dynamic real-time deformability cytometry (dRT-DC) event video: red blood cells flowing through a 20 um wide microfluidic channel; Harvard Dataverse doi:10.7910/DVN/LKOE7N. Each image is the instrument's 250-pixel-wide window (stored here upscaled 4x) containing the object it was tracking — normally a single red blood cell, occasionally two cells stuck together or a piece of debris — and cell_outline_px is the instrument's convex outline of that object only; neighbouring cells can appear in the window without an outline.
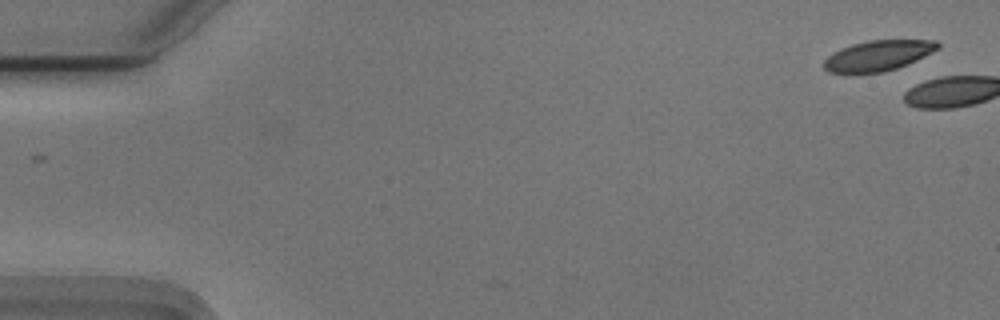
{"species": "Egyptian fruit bat (a non-hibernating species)", "species_latin": "Rousettus aegyptiacus", "temperature_condition": "cold", "stored_images_in_passage": 4, "camera_frame_rate_fps": 3000, "um_per_image_px": 0.085, "animal": {"sex": "male"}, "frame": {"image": 1, "passage_image": 1, "time_ms": 0.0, "image_size_px": [1000, 320], "cell_outline_px": [[940, 48], [908, 64], [884, 72], [828, 72], [824, 68], [824, 60], [828, 56], [852, 44], [868, 40], [936, 40], [940, 44]], "centroid_in_image_um": [74.69, 4.71], "position_along_channel_um": 10.3, "area_um2": 19.83}}